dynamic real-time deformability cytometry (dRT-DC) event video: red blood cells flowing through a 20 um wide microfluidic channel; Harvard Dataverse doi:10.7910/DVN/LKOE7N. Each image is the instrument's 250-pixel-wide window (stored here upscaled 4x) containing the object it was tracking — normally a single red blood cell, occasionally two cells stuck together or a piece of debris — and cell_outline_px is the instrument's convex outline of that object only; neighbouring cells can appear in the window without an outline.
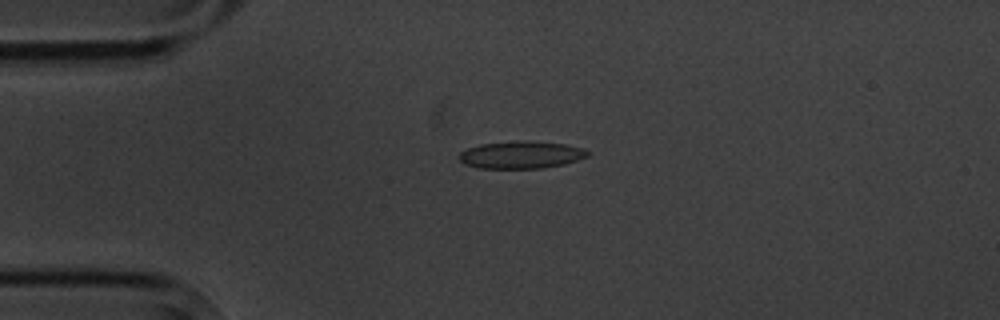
{"species": "common noctule bat (a hibernating species)", "species_latin": "Nyctalus noctula", "temperature_condition": "cold", "stored_images_in_passage": 4, "camera_frame_rate_fps": 3000, "um_per_image_px": 0.085, "animal": {"sex": "male", "body_mass_g": 20.1, "forearm_length_mm": 53.5}, "frame": {"image": 1, "passage_image": 4, "time_ms": 3.667, "image_size_px": [1000, 320], "cell_outline_px": [[592, 152], [588, 156], [564, 164], [544, 168], [476, 168], [464, 164], [460, 160], [460, 152], [468, 148], [480, 144], [524, 140], [564, 144], [584, 148]], "centroid_in_image_um": [44.31, 13.16], "position_along_channel_um": 40.7, "area_um2": 20.52}}